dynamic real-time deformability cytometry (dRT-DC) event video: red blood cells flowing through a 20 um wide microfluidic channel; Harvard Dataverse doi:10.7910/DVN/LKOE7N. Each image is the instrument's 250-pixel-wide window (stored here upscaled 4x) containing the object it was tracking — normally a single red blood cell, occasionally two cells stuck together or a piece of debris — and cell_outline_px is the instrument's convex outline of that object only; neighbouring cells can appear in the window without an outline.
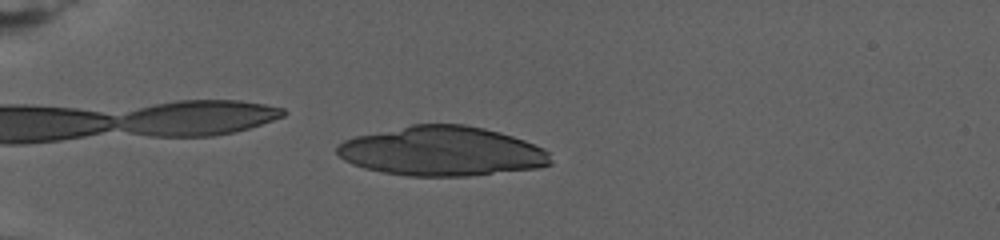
{"species": "human", "species_latin": "Homo sapiens", "temperature_condition": "warm", "stored_images_in_passage": 74, "camera_frame_rate_fps": 3000, "um_per_image_px": 0.085, "donor": {"sex": "female"}, "frame": {"image": 1, "passage_image": 19, "time_ms": 7.0, "image_size_px": [1000, 240], "cell_outline_px": [[552, 164], [540, 168], [468, 176], [408, 176], [384, 172], [364, 168], [352, 164], [344, 160], [336, 152], [336, 144], [344, 140], [356, 136], [412, 124], [464, 124], [484, 128], [500, 132], [524, 140], [544, 148], [548, 152], [552, 160]], "centroid_in_image_um": [37.58, 12.85], "position_along_channel_um": 47.4, "area_um2": 61.85}}